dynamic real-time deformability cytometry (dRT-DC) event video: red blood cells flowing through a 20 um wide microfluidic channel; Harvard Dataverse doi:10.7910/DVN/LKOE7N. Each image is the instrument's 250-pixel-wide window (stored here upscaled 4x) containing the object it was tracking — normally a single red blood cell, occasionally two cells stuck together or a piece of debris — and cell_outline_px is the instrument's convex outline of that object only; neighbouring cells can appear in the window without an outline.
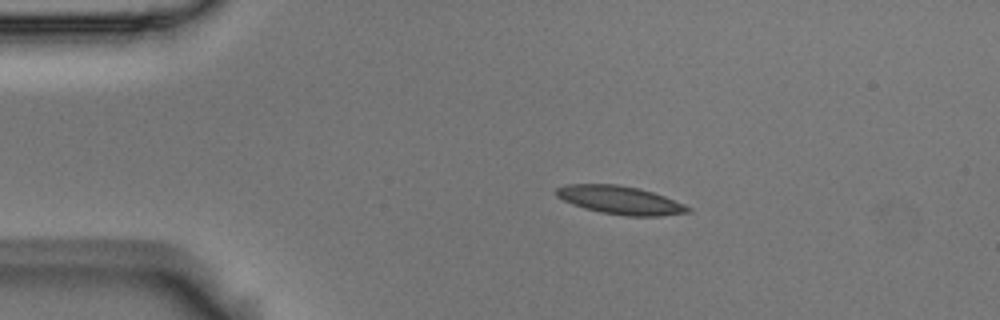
{"species": "Egyptian fruit bat (a non-hibernating species)", "species_latin": "Rousettus aegyptiacus", "temperature_condition": "room temperature", "stored_images_in_passage": 12, "camera_frame_rate_fps": 3000, "um_per_image_px": 0.085, "animal": {"sex": "male"}, "frame": {"image": 1, "passage_image": 2, "time_ms": 0.333, "image_size_px": [1000, 320], "cell_outline_px": [[692, 212], [660, 216], [624, 216], [600, 212], [584, 208], [572, 204], [556, 196], [556, 188], [568, 184], [616, 184], [640, 188], [664, 196], [684, 204], [692, 208]], "centroid_in_image_um": [52.73, 17.01], "position_along_channel_um": 32.3, "area_um2": 21.73}}
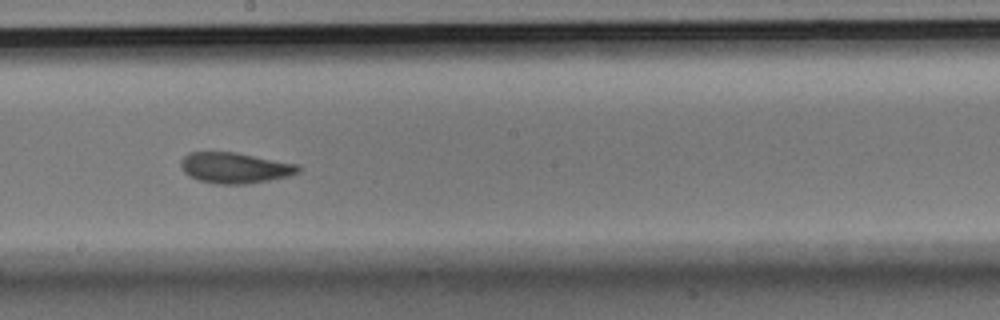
{"frame": {"image": 2, "passage_image": 7, "time_ms": 2.0, "image_size_px": [1000, 320], "cell_outline_px": [[300, 172], [288, 176], [268, 180], [244, 184], [216, 184], [200, 180], [188, 176], [180, 168], [180, 160], [188, 152], [236, 152], [300, 164]], "centroid_in_image_um": [19.96, 14.25], "position_along_channel_um": 228.2, "area_um2": 21.21}}
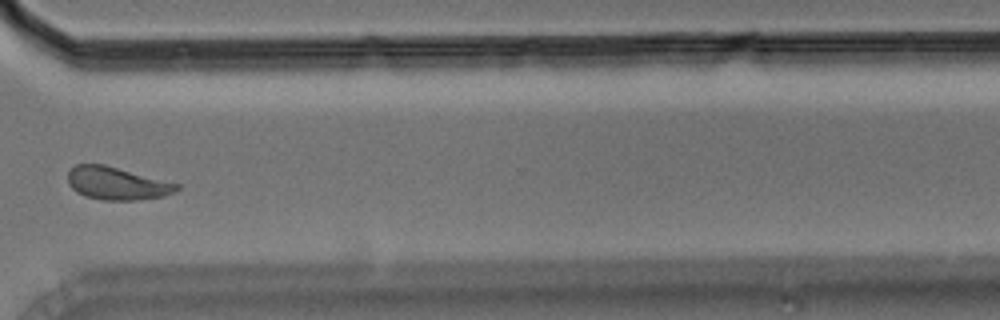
{"frame": {"image": 3, "passage_image": 10, "time_ms": 3.0, "image_size_px": [1000, 320], "cell_outline_px": [[180, 188], [164, 196], [136, 200], [104, 200], [84, 196], [76, 192], [68, 184], [68, 172], [76, 164], [104, 164], [180, 184]], "centroid_in_image_um": [9.91, 15.59], "position_along_channel_um": 360.7, "area_um2": 20.75}}